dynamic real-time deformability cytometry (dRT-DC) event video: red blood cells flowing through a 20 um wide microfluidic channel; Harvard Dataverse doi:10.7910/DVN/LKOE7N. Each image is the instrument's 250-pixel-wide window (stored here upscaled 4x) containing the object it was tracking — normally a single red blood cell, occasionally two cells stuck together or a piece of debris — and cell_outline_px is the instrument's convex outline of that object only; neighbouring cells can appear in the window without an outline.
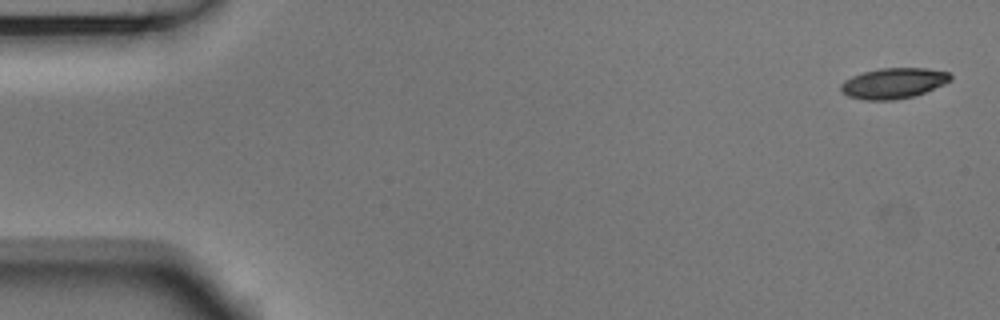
{"species": "Egyptian fruit bat (a non-hibernating species)", "species_latin": "Rousettus aegyptiacus", "temperature_condition": "room temperature", "stored_images_in_passage": 3, "camera_frame_rate_fps": 3000, "um_per_image_px": 0.085, "animal": {"sex": "male"}, "frame": {"image": 1, "passage_image": 1, "time_ms": 0.0, "image_size_px": [1000, 320], "cell_outline_px": [[952, 80], [944, 84], [924, 92], [912, 96], [896, 100], [864, 100], [848, 96], [840, 92], [840, 84], [844, 80], [852, 76], [864, 72], [880, 68], [928, 68], [948, 72], [952, 76]], "centroid_in_image_um": [75.92, 7.07], "position_along_channel_um": 9.1, "area_um2": 19.59}}